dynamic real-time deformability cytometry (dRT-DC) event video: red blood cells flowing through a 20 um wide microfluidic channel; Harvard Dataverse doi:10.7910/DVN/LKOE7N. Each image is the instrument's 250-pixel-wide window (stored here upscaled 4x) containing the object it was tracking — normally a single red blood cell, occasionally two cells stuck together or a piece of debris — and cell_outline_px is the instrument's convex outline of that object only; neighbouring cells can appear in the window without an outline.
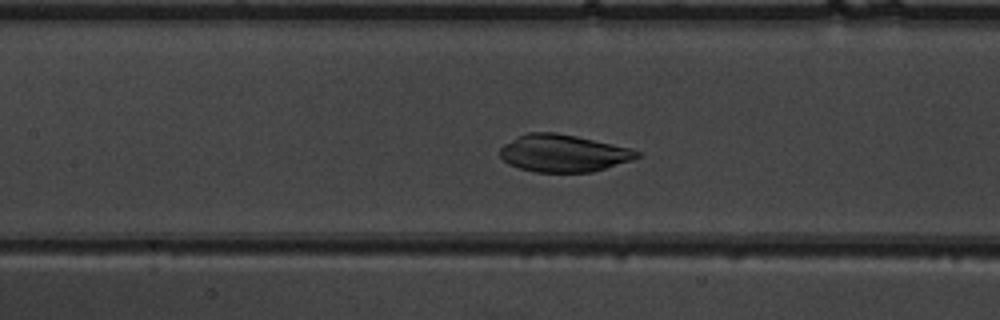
{"species": "common noctule bat (a hibernating species)", "species_latin": "Nyctalus noctula", "temperature_condition": "warm", "stored_images_in_passage": 48, "camera_frame_rate_fps": 3000, "um_per_image_px": 0.085, "animal": {"sex": "male", "body_mass_g": 19.5, "forearm_length_mm": 54.6}, "frame": {"image": 1, "passage_image": 23, "time_ms": 7.333, "image_size_px": [1000, 320], "cell_outline_px": [[640, 156], [632, 160], [592, 172], [536, 172], [520, 168], [508, 164], [500, 156], [500, 148], [504, 144], [516, 136], [528, 132], [556, 132], [576, 136], [632, 148], [640, 152]], "centroid_in_image_um": [47.87, 13.02], "position_along_channel_um": 159.5, "area_um2": 29.82}}
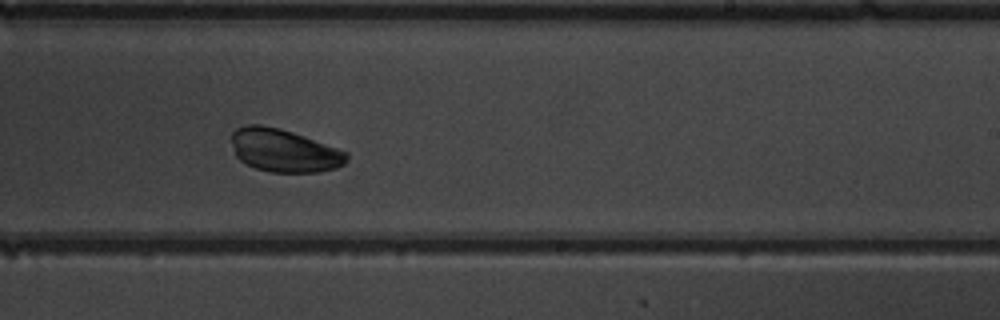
{"frame": {"image": 2, "passage_image": 31, "time_ms": 10.0, "image_size_px": [1000, 320], "cell_outline_px": [[348, 160], [344, 164], [336, 168], [320, 172], [268, 172], [256, 168], [240, 160], [236, 156], [232, 144], [232, 132], [236, 128], [244, 124], [260, 124], [280, 128], [304, 136], [348, 152]], "centroid_in_image_um": [24.14, 12.79], "position_along_channel_um": 264.9, "area_um2": 28.9}}
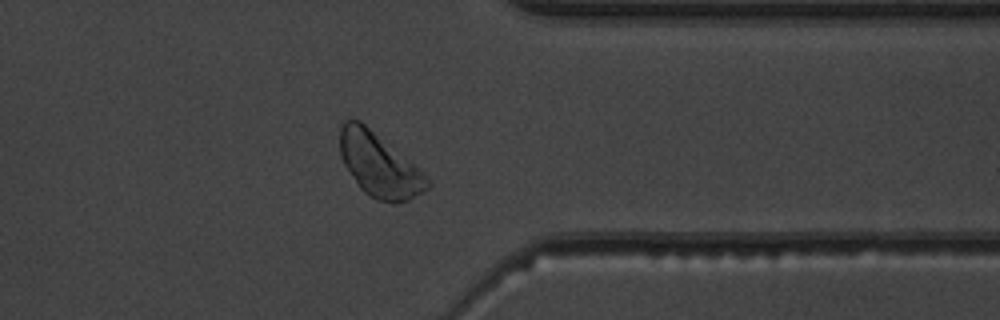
{"frame": {"image": 3, "passage_image": 40, "time_ms": 13.0, "image_size_px": [1000, 320], "cell_outline_px": [[432, 184], [428, 188], [408, 200], [396, 204], [392, 204], [376, 200], [368, 196], [360, 188], [344, 164], [340, 156], [340, 128], [344, 120], [360, 120], [424, 172], [432, 180]], "centroid_in_image_um": [32.25, 14.05], "position_along_channel_um": 379.2, "area_um2": 32.54}}